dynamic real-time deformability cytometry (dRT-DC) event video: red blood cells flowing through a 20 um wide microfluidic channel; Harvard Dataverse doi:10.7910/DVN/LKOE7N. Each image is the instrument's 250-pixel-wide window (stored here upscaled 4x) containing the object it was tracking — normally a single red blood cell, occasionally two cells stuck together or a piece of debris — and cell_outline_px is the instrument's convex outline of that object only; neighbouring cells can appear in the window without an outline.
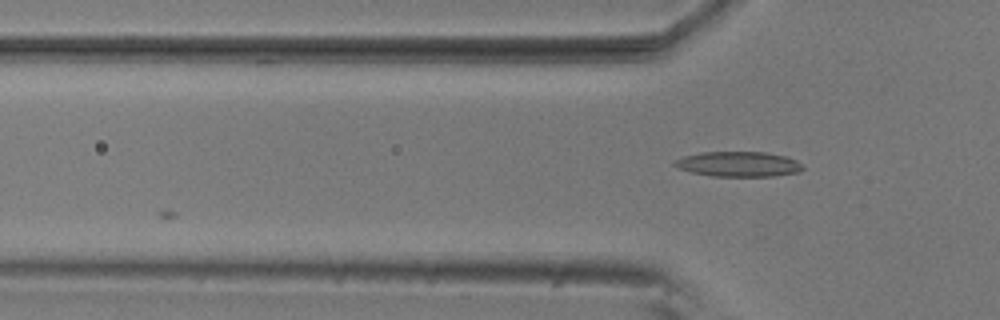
{"species": "common noctule bat (a hibernating species)", "species_latin": "Nyctalus noctula", "temperature_condition": "room temperature", "stored_images_in_passage": 3, "camera_frame_rate_fps": 3000, "um_per_image_px": 0.085, "animal": {"sex": "male", "body_mass_g": 20.5, "forearm_length_mm": 52.5}, "frame": {"image": 1, "passage_image": 3, "time_ms": 0.667, "image_size_px": [1000, 320], "cell_outline_px": [[804, 168], [800, 172], [776, 176], [712, 176], [692, 172], [680, 168], [672, 164], [676, 160], [684, 156], [700, 152], [764, 152], [784, 156], [796, 160], [804, 164]], "centroid_in_image_um": [62.82, 13.95], "position_along_channel_um": 63.0, "area_um2": 18.73}}